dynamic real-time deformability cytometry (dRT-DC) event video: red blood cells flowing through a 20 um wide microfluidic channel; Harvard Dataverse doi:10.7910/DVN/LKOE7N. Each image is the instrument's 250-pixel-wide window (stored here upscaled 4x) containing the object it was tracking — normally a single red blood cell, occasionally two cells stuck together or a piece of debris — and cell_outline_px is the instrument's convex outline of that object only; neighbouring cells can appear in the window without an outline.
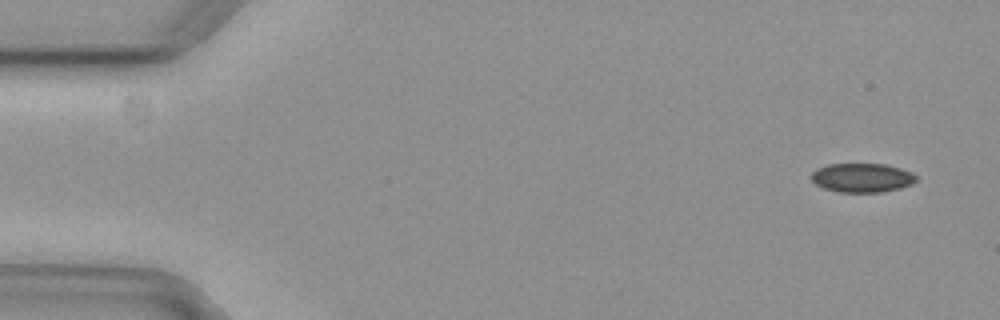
{"species": "common noctule bat (a hibernating species)", "species_latin": "Nyctalus noctula", "temperature_condition": "cold", "stored_images_in_passage": 4, "camera_frame_rate_fps": 3000, "um_per_image_px": 0.085, "animal": {"sex": "female", "body_mass_g": 29.2, "forearm_length_mm": 56.3}, "frame": {"image": 1, "passage_image": 1, "time_ms": 0.0, "image_size_px": [1000, 320], "cell_outline_px": [[916, 180], [912, 184], [900, 188], [880, 192], [840, 192], [824, 188], [816, 184], [812, 180], [812, 172], [816, 168], [828, 164], [884, 164], [900, 168], [912, 172], [916, 176]], "centroid_in_image_um": [73.27, 15.1], "position_along_channel_um": 11.7, "area_um2": 17.69}}